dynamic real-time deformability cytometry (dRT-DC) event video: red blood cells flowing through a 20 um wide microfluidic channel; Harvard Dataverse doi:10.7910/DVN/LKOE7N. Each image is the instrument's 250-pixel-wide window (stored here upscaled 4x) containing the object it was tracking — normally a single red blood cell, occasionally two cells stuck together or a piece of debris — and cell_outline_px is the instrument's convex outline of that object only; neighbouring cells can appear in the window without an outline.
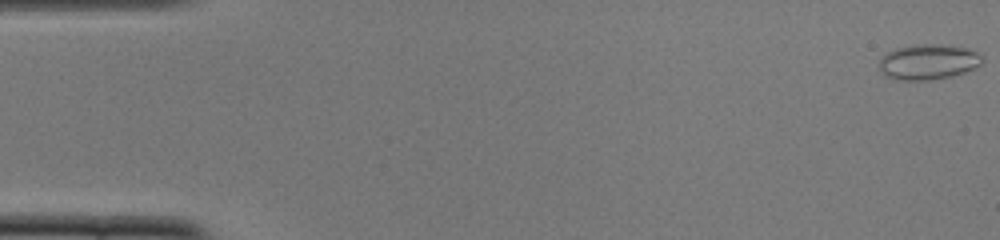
{"species": "common noctule bat (a hibernating species)", "species_latin": "Nyctalus noctula", "temperature_condition": "cold", "stored_images_in_passage": 50, "camera_frame_rate_fps": 3000, "um_per_image_px": 0.085, "animal": {"sex": "female", "body_mass_g": 22.0, "forearm_length_mm": 56.7}, "frame": {"image": 1, "passage_image": 1, "time_ms": 0.0, "image_size_px": [1000, 240], "cell_outline_px": [[984, 60], [980, 64], [964, 72], [952, 76], [928, 80], [896, 80], [884, 76], [880, 72], [880, 60], [888, 52], [896, 48], [924, 44], [928, 44], [968, 48], [984, 56]], "centroid_in_image_um": [78.89, 5.28], "position_along_channel_um": 6.1, "area_um2": 20.98}}
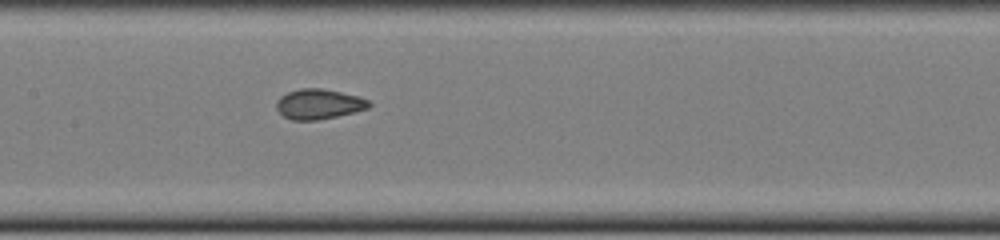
{"frame": {"image": 2, "passage_image": 25, "time_ms": 8.0, "image_size_px": [1000, 240], "cell_outline_px": [[372, 104], [368, 108], [336, 116], [316, 120], [292, 120], [284, 116], [276, 108], [276, 100], [280, 96], [288, 92], [300, 88], [324, 88], [356, 96], [368, 100]], "centroid_in_image_um": [27.06, 8.84], "position_along_channel_um": 180.3, "area_um2": 16.07}}
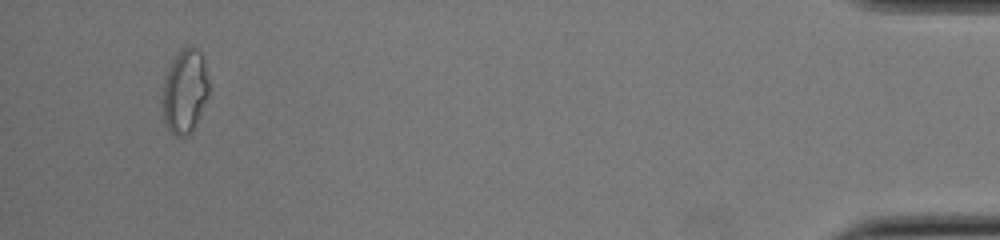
{"frame": {"image": 3, "passage_image": 49, "time_ms": 16.0, "image_size_px": [1000, 240], "cell_outline_px": [[208, 96], [196, 124], [192, 132], [188, 136], [176, 136], [168, 128], [164, 120], [164, 80], [168, 68], [172, 60], [184, 48], [196, 48], [204, 56], [208, 80]], "centroid_in_image_um": [15.74, 7.77], "position_along_channel_um": 419.5, "area_um2": 22.31}, "authors_computed_cell_mechanics": {"area_um2": 17.051, "velocity_mm_per_s": 3.9245, "shape_relaxation_time_tau1_ms": 6.1473, "shape_relaxation_time_tau2_ms": 1.0058, "deformation_change_tau1": 0.1614, "deformation_change_tau2": 0.0591}}